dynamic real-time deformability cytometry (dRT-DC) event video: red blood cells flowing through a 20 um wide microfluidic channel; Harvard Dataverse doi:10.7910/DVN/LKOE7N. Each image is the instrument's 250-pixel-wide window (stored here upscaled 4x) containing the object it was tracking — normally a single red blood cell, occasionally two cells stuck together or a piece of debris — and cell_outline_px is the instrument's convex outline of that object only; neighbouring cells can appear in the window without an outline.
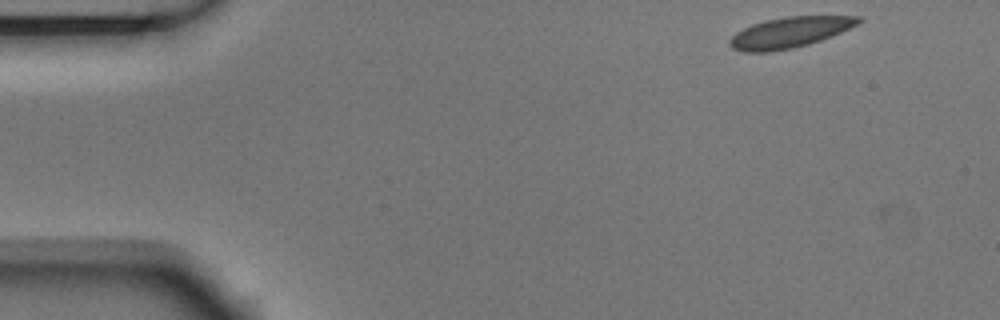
{"species": "Egyptian fruit bat (a non-hibernating species)", "species_latin": "Rousettus aegyptiacus", "temperature_condition": "room temperature", "stored_images_in_passage": 50, "camera_frame_rate_fps": 3000, "um_per_image_px": 0.085, "animal": {"sex": "male"}, "frame": {"image": 1, "passage_image": 1, "time_ms": 0.0, "image_size_px": [1000, 320], "cell_outline_px": [[864, 20], [860, 24], [832, 36], [808, 44], [792, 48], [768, 52], [744, 52], [732, 48], [728, 44], [728, 40], [736, 32], [752, 24], [768, 20], [788, 16], [860, 16]], "centroid_in_image_um": [67.14, 2.75], "position_along_channel_um": 17.9, "area_um2": 23.0}}
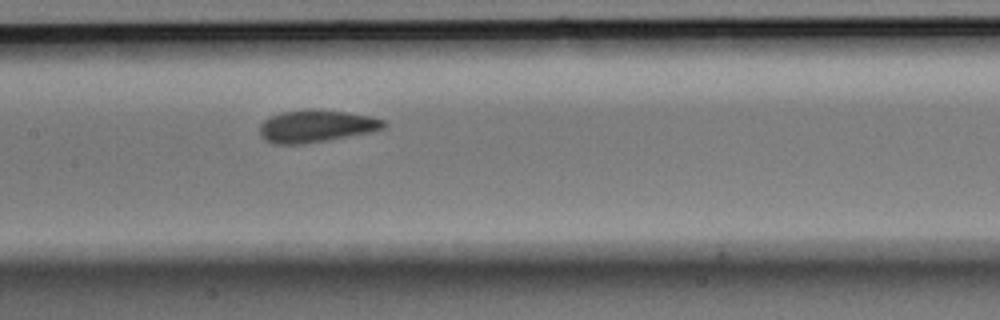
{"frame": {"image": 2, "passage_image": 22, "time_ms": 7.0, "image_size_px": [1000, 320], "cell_outline_px": [[388, 124], [384, 128], [372, 132], [300, 144], [272, 144], [264, 140], [260, 136], [260, 124], [264, 120], [280, 112], [304, 108], [312, 108], [344, 112], [372, 116], [384, 120]], "centroid_in_image_um": [26.86, 10.7], "position_along_channel_um": 180.5, "area_um2": 23.52}}
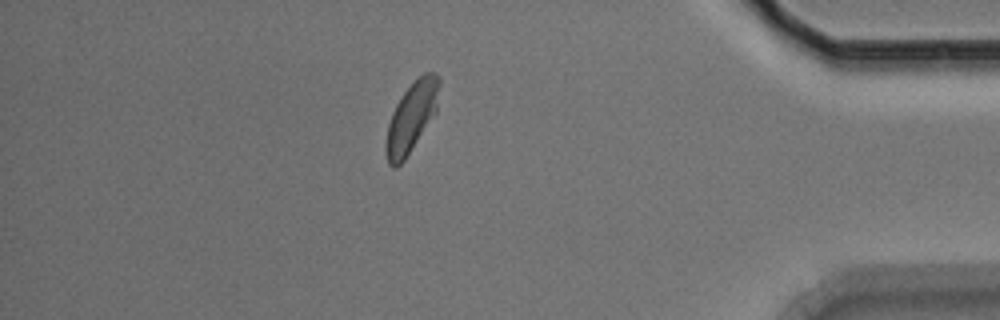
{"frame": {"image": 3, "passage_image": 43, "time_ms": 14.0, "image_size_px": [1000, 320], "cell_outline_px": [[440, 84], [436, 112], [404, 160], [396, 168], [392, 168], [388, 164], [384, 152], [384, 144], [388, 124], [392, 112], [396, 104], [404, 92], [424, 72], [436, 72], [440, 76]], "centroid_in_image_um": [34.96, 9.98], "position_along_channel_um": 400.2, "area_um2": 21.68}, "authors_computed_cell_mechanics": {"area_um2": 22.831, "velocity_mm_per_s": 3.6807, "shape_relaxation_time_tau1_ms": 4.5203, "shape_relaxation_time_tau2_ms": null, "deformation_change_tau1": 0.1008, "deformation_change_tau2": null}}